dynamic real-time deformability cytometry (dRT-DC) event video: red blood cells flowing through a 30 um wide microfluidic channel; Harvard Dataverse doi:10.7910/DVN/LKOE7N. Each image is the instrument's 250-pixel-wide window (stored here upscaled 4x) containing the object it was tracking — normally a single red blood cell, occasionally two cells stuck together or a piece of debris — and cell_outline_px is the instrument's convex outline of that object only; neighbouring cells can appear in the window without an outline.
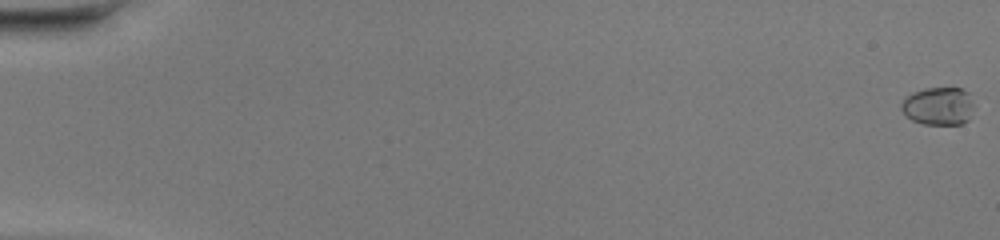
{"species": "common noctule bat (a hibernating species)", "species_latin": "Nyctalus noctula", "temperature_condition": "warm", "stored_images_in_passage": 50, "camera_frame_rate_fps": 3000, "um_per_image_px": 0.085, "animal": {"sex": "female", "body_mass_g": 20.0, "forearm_length_mm": 54.0}, "frame": {"image": 1, "passage_image": 1, "time_ms": 0.0, "image_size_px": [1000, 240], "cell_outline_px": [[972, 108], [968, 120], [960, 124], [924, 124], [912, 120], [900, 108], [900, 104], [912, 92], [924, 88], [960, 88], [968, 92], [972, 104]], "centroid_in_image_um": [79.74, 9.01], "position_along_channel_um": 5.3, "area_um2": 15.84}}
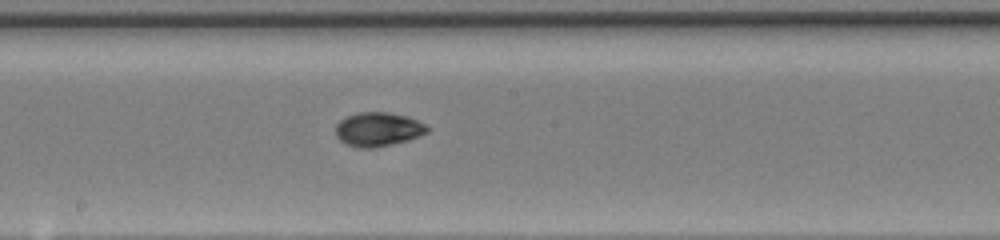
{"frame": {"image": 2, "passage_image": 29, "time_ms": 9.333, "image_size_px": [1000, 240], "cell_outline_px": [[432, 128], [428, 132], [408, 140], [376, 148], [360, 148], [344, 144], [336, 136], [336, 124], [340, 120], [348, 116], [360, 112], [388, 112], [408, 116]], "centroid_in_image_um": [32.14, 11.0], "position_along_channel_um": 216.1, "area_um2": 18.26}}
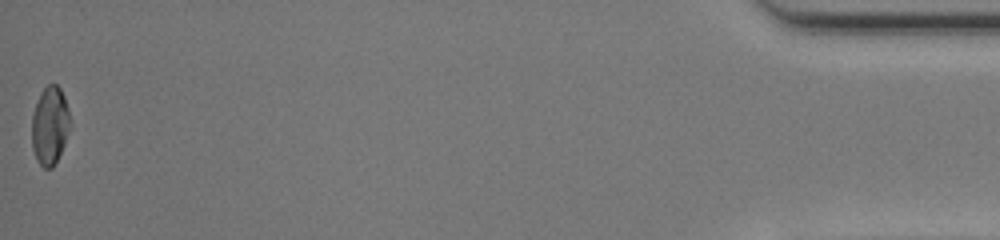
{"frame": {"image": 3, "passage_image": 50, "time_ms": 16.333, "image_size_px": [1000, 240], "cell_outline_px": [[68, 128], [64, 144], [52, 168], [44, 168], [36, 160], [32, 148], [32, 116], [40, 92], [48, 84], [56, 84], [60, 88], [64, 96], [68, 108]], "centroid_in_image_um": [4.2, 10.66], "position_along_channel_um": 431.0, "area_um2": 17.05}, "authors_computed_cell_mechanics": {"area_um2": 17.2822, "velocity_mm_per_s": 4.3492, "shape_relaxation_time_tau1_ms": 2.755, "shape_relaxation_time_tau2_ms": 2.1831, "deformation_change_tau1": 0.1754, "deformation_change_tau2": 0.0468}}